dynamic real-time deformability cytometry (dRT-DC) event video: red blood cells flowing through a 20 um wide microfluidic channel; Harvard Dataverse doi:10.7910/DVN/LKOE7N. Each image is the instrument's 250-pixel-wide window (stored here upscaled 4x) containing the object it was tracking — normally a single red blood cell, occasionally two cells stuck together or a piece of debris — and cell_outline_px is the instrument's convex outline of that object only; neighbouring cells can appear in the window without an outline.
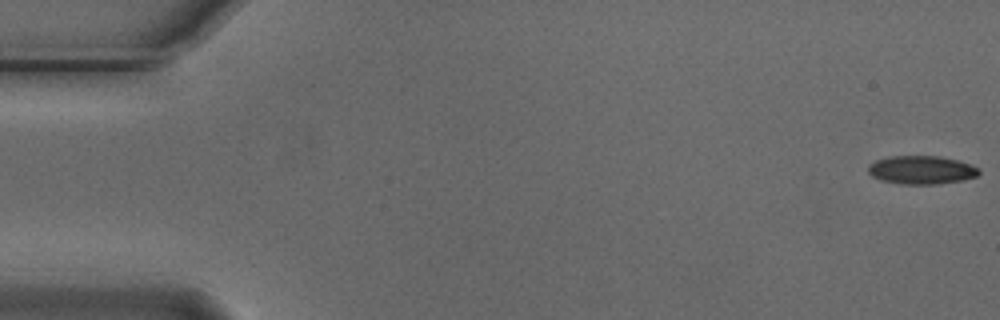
{"species": "Egyptian fruit bat (a non-hibernating species)", "species_latin": "Rousettus aegyptiacus", "temperature_condition": "cold", "stored_images_in_passage": 54, "camera_frame_rate_fps": 3000, "um_per_image_px": 0.085, "animal": {"sex": "male"}, "frame": {"image": 1, "passage_image": 1, "time_ms": 0.0, "image_size_px": [1000, 320], "cell_outline_px": [[980, 172], [976, 176], [964, 180], [940, 184], [900, 184], [880, 180], [872, 176], [868, 172], [868, 164], [876, 160], [888, 156], [940, 156], [956, 160], [968, 164], [976, 168]], "centroid_in_image_um": [78.27, 14.45], "position_along_channel_um": 6.7, "area_um2": 18.32}}
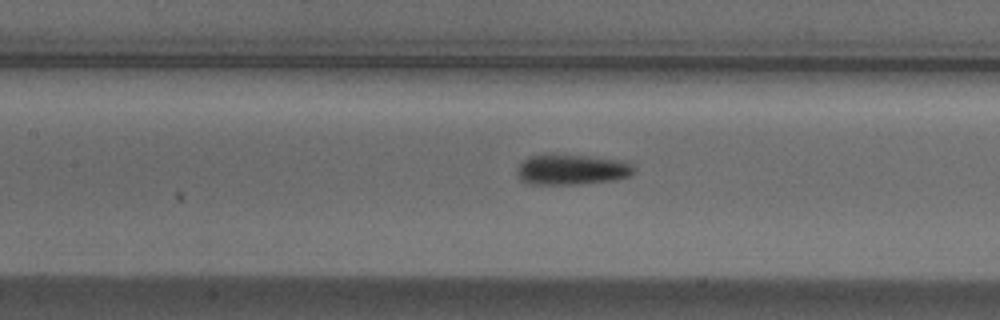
{"frame": {"image": 2, "passage_image": 25, "time_ms": 8.0, "image_size_px": [1000, 320], "cell_outline_px": [[636, 168], [628, 176], [612, 180], [580, 184], [528, 184], [520, 180], [516, 176], [516, 168], [528, 156], [548, 152], [552, 152], [628, 160]], "centroid_in_image_um": [48.55, 14.37], "position_along_channel_um": 158.8, "area_um2": 21.56}}
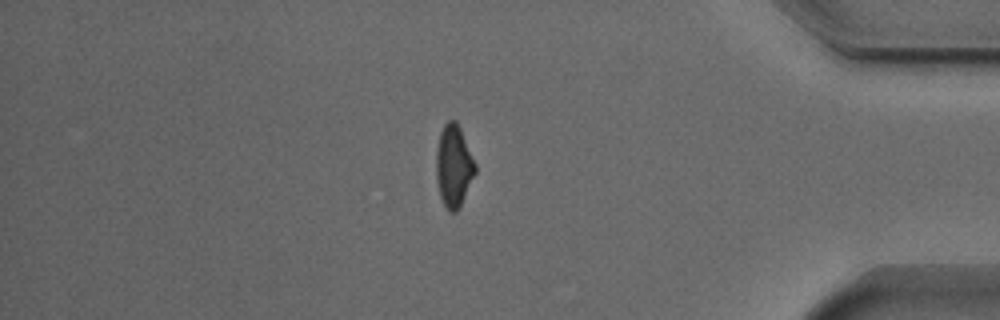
{"frame": {"image": 3, "passage_image": 47, "time_ms": 15.333, "image_size_px": [1000, 320], "cell_outline_px": [[476, 172], [456, 212], [448, 212], [440, 196], [436, 180], [436, 152], [440, 132], [444, 124], [448, 120], [456, 120], [460, 128], [476, 164]], "centroid_in_image_um": [38.55, 14.09], "position_along_channel_um": 396.7, "area_um2": 18.5}, "authors_computed_cell_mechanics": {"area_um2": 18.8428, "velocity_mm_per_s": 3.7215, "shape_relaxation_time_tau1_ms": 4.3917, "shape_relaxation_time_tau2_ms": 7.2291, "deformation_change_tau1": 0.1169, "deformation_change_tau2": 0.1787}}